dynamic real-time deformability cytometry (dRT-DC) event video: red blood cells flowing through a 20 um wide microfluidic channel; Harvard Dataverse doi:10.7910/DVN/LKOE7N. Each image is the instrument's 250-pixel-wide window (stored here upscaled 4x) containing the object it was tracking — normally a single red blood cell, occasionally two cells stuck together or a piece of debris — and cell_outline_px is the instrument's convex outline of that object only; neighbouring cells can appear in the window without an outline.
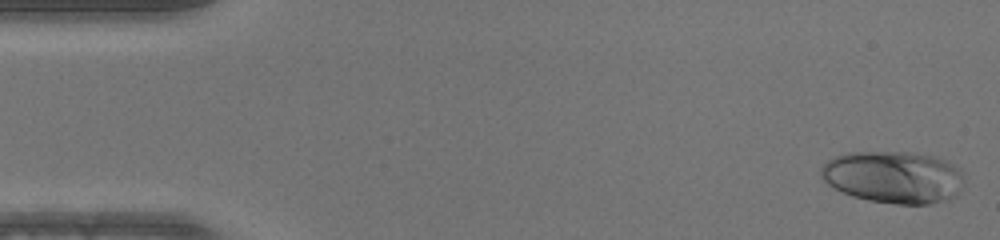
{"species": "human", "species_latin": "Homo sapiens", "temperature_condition": "warm", "stored_images_in_passage": 49, "camera_frame_rate_fps": 3000, "um_per_image_px": 0.085, "donor": {"sex": "male"}, "frame": {"image": 1, "passage_image": 1, "time_ms": 0.0, "image_size_px": [1000, 240], "cell_outline_px": [[964, 172], [956, 192], [952, 196], [944, 200], [928, 204], [896, 204], [868, 200], [852, 196], [840, 192], [828, 184], [820, 176], [820, 168], [828, 160], [836, 156], [848, 152], [912, 152], [936, 156], [952, 164]], "centroid_in_image_um": [75.88, 15.04], "position_along_channel_um": 9.1, "area_um2": 43.35}}
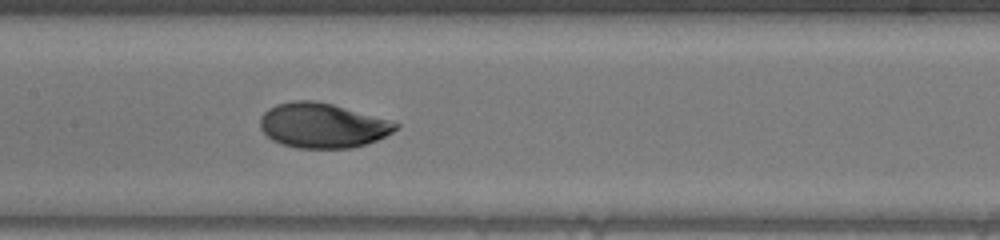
{"frame": {"image": 2, "passage_image": 23, "time_ms": 7.333, "image_size_px": [1000, 240], "cell_outline_px": [[400, 128], [376, 140], [352, 148], [296, 148], [280, 144], [272, 140], [260, 128], [260, 116], [268, 108], [276, 104], [292, 100], [316, 100], [332, 104], [388, 120], [400, 124]], "centroid_in_image_um": [27.37, 10.66], "position_along_channel_um": 180.0, "area_um2": 35.37}}
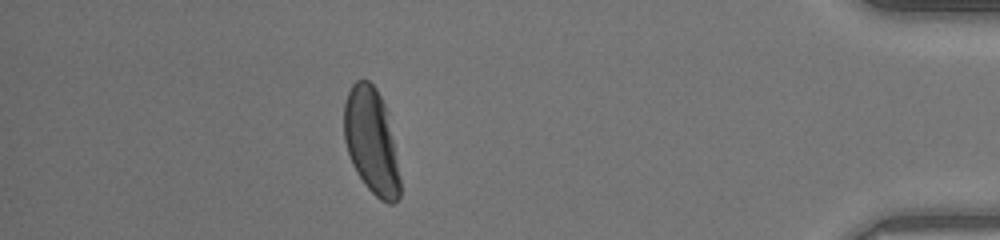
{"frame": {"image": 3, "passage_image": 43, "time_ms": 14.0, "image_size_px": [1000, 240], "cell_outline_px": [[400, 196], [392, 204], [388, 204], [380, 200], [364, 184], [356, 172], [352, 164], [344, 140], [344, 104], [348, 92], [352, 84], [356, 80], [368, 80], [376, 88], [388, 112], [400, 176]], "centroid_in_image_um": [31.57, 12.01], "position_along_channel_um": 403.6, "area_um2": 34.56}}